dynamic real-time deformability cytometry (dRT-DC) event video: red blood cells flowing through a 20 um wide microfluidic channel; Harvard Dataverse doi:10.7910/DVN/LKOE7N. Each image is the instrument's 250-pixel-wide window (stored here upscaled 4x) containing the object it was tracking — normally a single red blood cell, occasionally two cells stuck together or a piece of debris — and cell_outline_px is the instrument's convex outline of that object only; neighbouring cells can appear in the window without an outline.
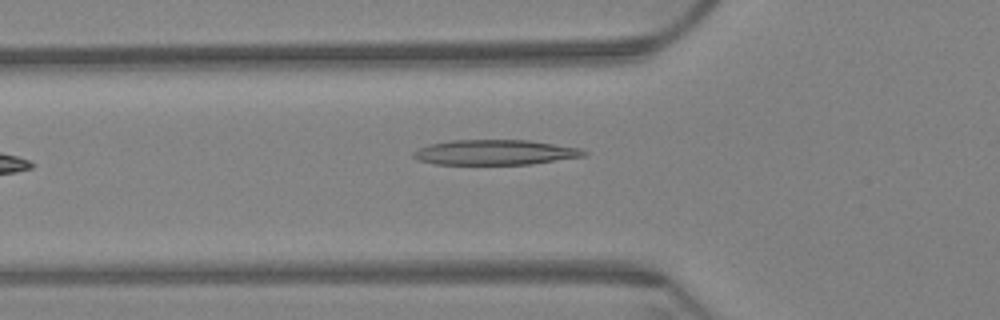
{"species": "Egyptian fruit bat (a non-hibernating species)", "species_latin": "Rousettus aegyptiacus", "temperature_condition": "warm", "stored_images_in_passage": 4, "camera_frame_rate_fps": 3000, "um_per_image_px": 0.085, "animal": {"sex": "female"}, "frame": {"image": 1, "passage_image": 4, "time_ms": 1.0, "image_size_px": [1000, 320], "cell_outline_px": [[588, 152], [584, 156], [532, 164], [436, 164], [420, 160], [412, 156], [412, 152], [428, 144], [452, 140], [528, 140], [580, 148]], "centroid_in_image_um": [42.07, 12.94], "position_along_channel_um": 83.7, "area_um2": 24.8}}